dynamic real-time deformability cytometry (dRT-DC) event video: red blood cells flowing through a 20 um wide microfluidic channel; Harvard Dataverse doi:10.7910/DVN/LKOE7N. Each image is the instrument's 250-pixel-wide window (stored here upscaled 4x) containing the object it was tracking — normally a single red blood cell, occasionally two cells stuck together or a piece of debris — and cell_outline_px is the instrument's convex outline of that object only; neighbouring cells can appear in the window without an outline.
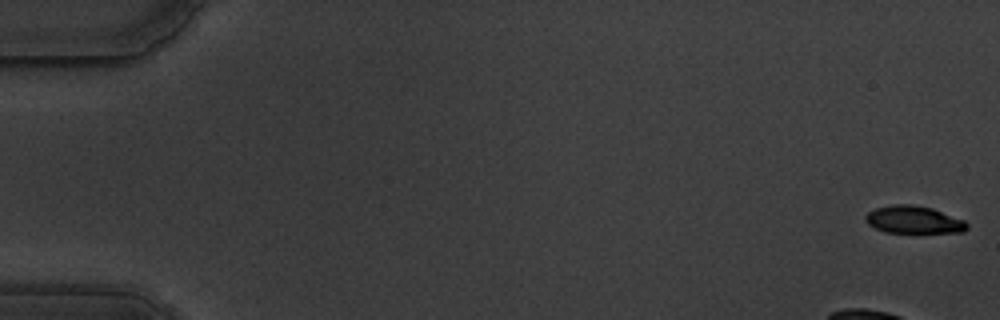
{"species": "common noctule bat (a hibernating species)", "species_latin": "Nyctalus noctula", "temperature_condition": "warm", "stored_images_in_passage": 14, "camera_frame_rate_fps": 3000, "um_per_image_px": 0.085, "animal": {"sex": "male", "body_mass_g": 19.5, "forearm_length_mm": 54.6}, "frame": {"image": 1, "passage_image": 1, "time_ms": 0.0, "image_size_px": [1000, 320], "cell_outline_px": [[968, 228], [964, 232], [884, 232], [868, 224], [864, 220], [864, 216], [868, 212], [876, 208], [892, 204], [912, 204], [932, 208], [964, 220], [968, 224]], "centroid_in_image_um": [77.65, 18.67], "position_along_channel_um": 7.4, "area_um2": 16.24}}